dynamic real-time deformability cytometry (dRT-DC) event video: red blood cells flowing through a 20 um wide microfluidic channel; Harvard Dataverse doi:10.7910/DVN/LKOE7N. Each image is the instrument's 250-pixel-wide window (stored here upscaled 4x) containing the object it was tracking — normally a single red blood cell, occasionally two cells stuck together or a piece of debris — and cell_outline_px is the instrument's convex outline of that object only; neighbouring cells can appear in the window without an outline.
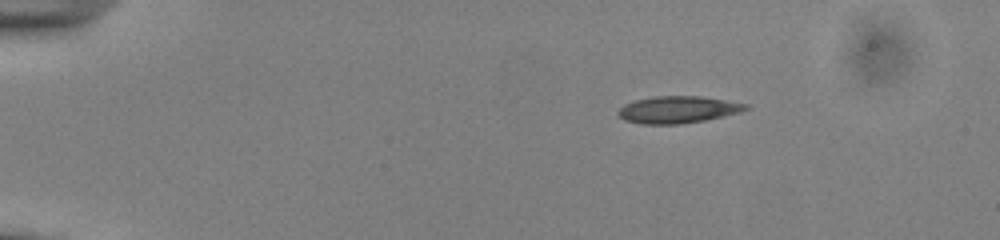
{"species": "common noctule bat (a hibernating species)", "species_latin": "Nyctalus noctula", "temperature_condition": "cold", "stored_images_in_passage": 45, "camera_frame_rate_fps": 3000, "um_per_image_px": 0.085, "animal": {"sex": "male", "body_mass_g": 13.0, "forearm_length_mm": 53.1}, "frame": {"image": 1, "passage_image": 1, "time_ms": 0.0, "image_size_px": [1000, 240], "cell_outline_px": [[748, 108], [740, 112], [704, 120], [680, 124], [640, 124], [624, 120], [616, 112], [624, 104], [636, 100], [656, 96], [700, 96], [748, 104]], "centroid_in_image_um": [57.58, 9.32], "position_along_channel_um": 27.4, "area_um2": 19.88}}
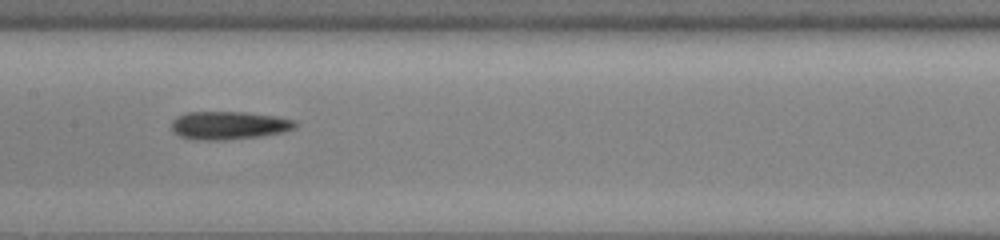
{"frame": {"image": 2, "passage_image": 20, "time_ms": 6.333, "image_size_px": [1000, 240], "cell_outline_px": [[300, 124], [296, 128], [280, 132], [260, 136], [228, 140], [192, 140], [180, 136], [172, 132], [172, 120], [176, 116], [188, 112], [244, 112], [276, 116], [296, 120]], "centroid_in_image_um": [19.45, 10.66], "position_along_channel_um": 188.0, "area_um2": 20.52}}
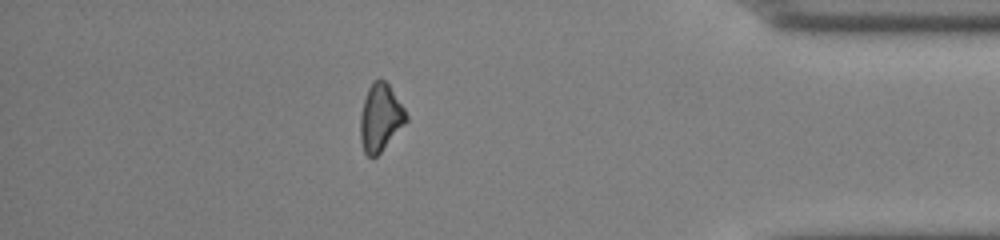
{"frame": {"image": 3, "passage_image": 39, "time_ms": 12.667, "image_size_px": [1000, 240], "cell_outline_px": [[408, 120], [380, 152], [376, 156], [368, 156], [364, 152], [360, 140], [360, 116], [364, 100], [368, 88], [372, 80], [380, 76], [388, 84], [404, 108], [408, 116]], "centroid_in_image_um": [32.32, 9.96], "position_along_channel_um": 402.9, "area_um2": 17.92}, "authors_computed_cell_mechanics": {"area_um2": 19.1896, "velocity_mm_per_s": 3.901, "shape_relaxation_time_tau1_ms": 3.5183, "shape_relaxation_time_tau2_ms": null, "deformation_change_tau1": 0.0981, "deformation_change_tau2": null}}